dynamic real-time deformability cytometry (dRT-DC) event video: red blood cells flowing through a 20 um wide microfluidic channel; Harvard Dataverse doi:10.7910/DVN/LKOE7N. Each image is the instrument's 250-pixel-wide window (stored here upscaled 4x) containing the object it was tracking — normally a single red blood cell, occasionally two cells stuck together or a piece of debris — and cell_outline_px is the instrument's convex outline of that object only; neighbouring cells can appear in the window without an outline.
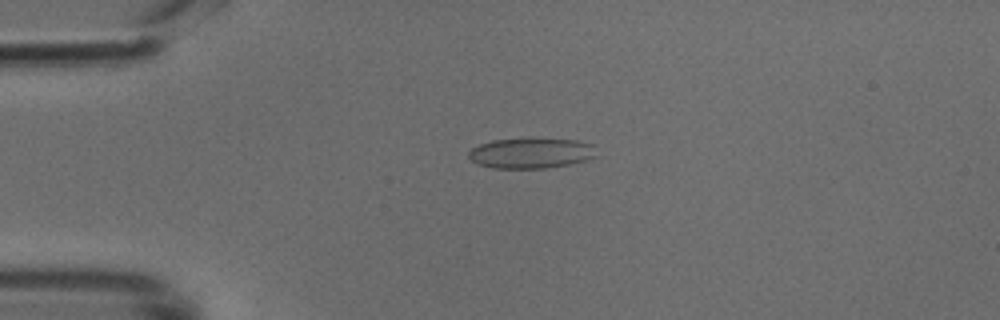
{"species": "common noctule bat (a hibernating species)", "species_latin": "Nyctalus noctula", "temperature_condition": "cold", "stored_images_in_passage": 47, "camera_frame_rate_fps": 3000, "um_per_image_px": 0.085, "animal": {"sex": "male", "body_mass_g": 18.8}, "frame": {"image": 1, "passage_image": 10, "time_ms": 3.0, "image_size_px": [1000, 320], "cell_outline_px": [[596, 156], [588, 160], [568, 164], [544, 168], [492, 168], [480, 164], [472, 160], [468, 156], [468, 152], [472, 148], [480, 144], [492, 140], [528, 136], [576, 140], [592, 144]], "centroid_in_image_um": [45.13, 12.97], "position_along_channel_um": 39.9, "area_um2": 23.18}}
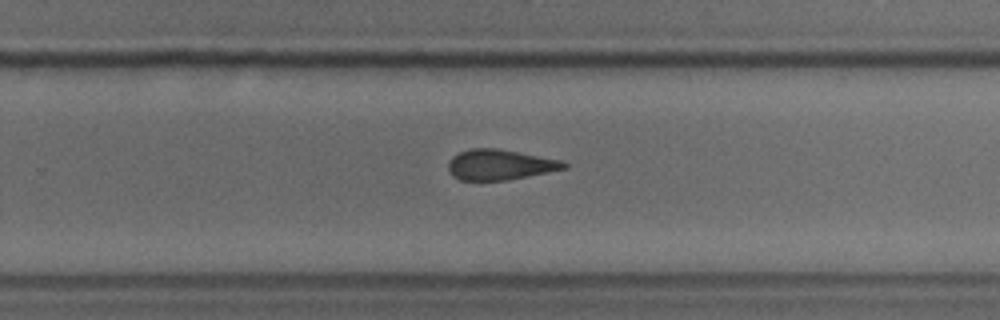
{"frame": {"image": 2, "passage_image": 30, "time_ms": 9.667, "image_size_px": [1000, 320], "cell_outline_px": [[568, 168], [508, 180], [460, 180], [452, 176], [448, 172], [448, 164], [452, 156], [460, 152], [472, 148], [496, 148], [564, 160], [568, 164]], "centroid_in_image_um": [42.51, 14.0], "position_along_channel_um": 287.3, "area_um2": 20.63}}
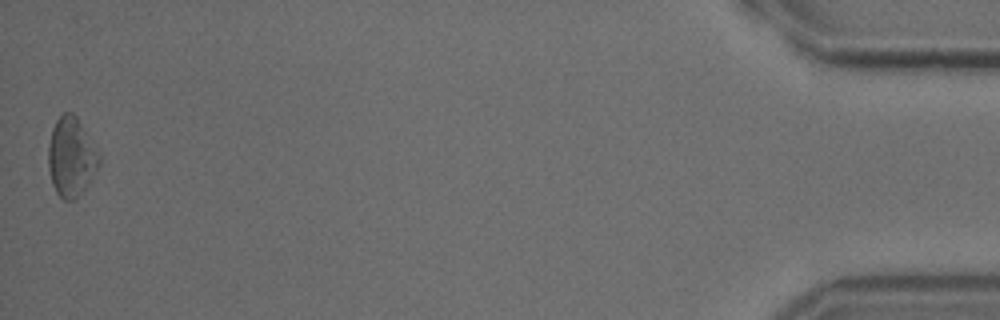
{"frame": {"image": 3, "passage_image": 47, "time_ms": 15.333, "image_size_px": [1000, 320], "cell_outline_px": [[100, 164], [84, 188], [72, 200], [64, 200], [56, 192], [52, 184], [48, 168], [48, 144], [52, 128], [56, 120], [64, 112], [72, 112], [76, 116], [100, 156]], "centroid_in_image_um": [6.02, 13.32], "position_along_channel_um": 429.2, "area_um2": 23.0}}